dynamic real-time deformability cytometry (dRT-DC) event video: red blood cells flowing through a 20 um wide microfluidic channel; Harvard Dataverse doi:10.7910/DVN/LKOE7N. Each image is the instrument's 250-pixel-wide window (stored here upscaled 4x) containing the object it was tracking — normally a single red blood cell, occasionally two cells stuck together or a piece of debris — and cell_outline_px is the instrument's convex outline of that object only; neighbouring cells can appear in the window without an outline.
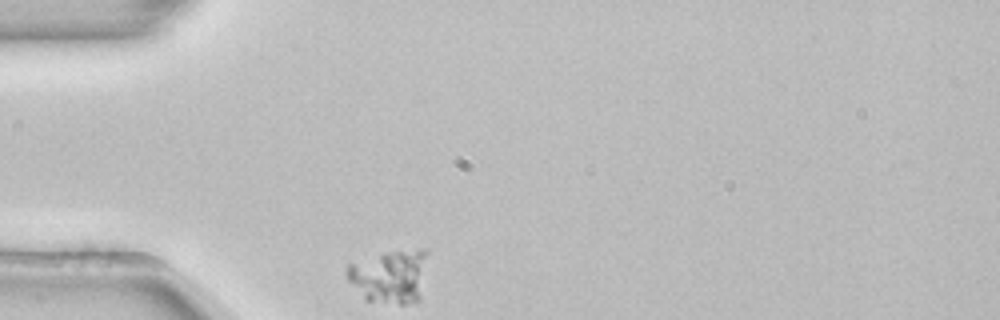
{"species": "common noctule bat (a hibernating species)", "species_latin": "Nyctalus noctula", "temperature_condition": "room temperature", "stored_images_in_passage": 33, "camera_frame_rate_fps": 3000, "um_per_image_px": 0.085, "animal": {"sex": "female", "body_mass_g": 22.7, "forearm_length_mm": 54.2}, "frame": {"image": 1, "passage_image": 1, "time_ms": 0.0, "image_size_px": [1000, 320], "cell_outline_px": [[428, 252], [420, 300], [404, 304], [400, 304], [364, 300], [348, 280], [344, 272], [348, 264], [392, 252], [420, 248], [428, 248]], "centroid_in_image_um": [33.15, 23.5], "position_along_channel_um": 51.8, "area_um2": 25.03}}